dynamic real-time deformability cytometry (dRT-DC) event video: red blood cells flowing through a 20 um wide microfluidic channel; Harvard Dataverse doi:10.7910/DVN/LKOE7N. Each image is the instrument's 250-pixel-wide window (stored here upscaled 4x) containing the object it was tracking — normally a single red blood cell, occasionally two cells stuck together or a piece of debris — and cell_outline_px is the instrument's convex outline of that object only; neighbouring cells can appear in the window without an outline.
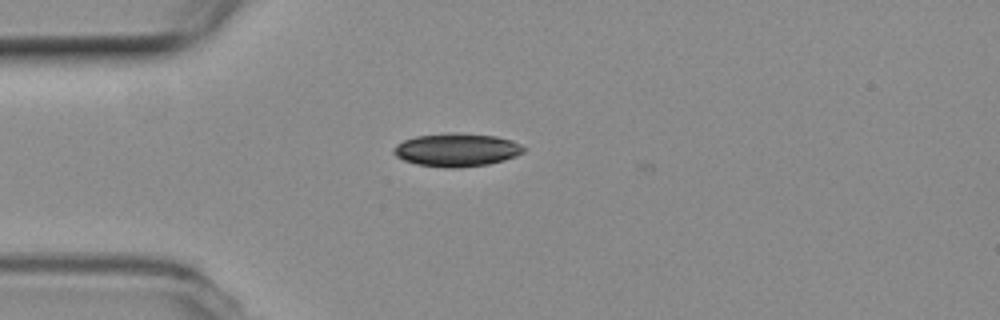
{"species": "common noctule bat (a hibernating species)", "species_latin": "Nyctalus noctula", "temperature_condition": "room temperature", "stored_images_in_passage": 6, "camera_frame_rate_fps": 3000, "um_per_image_px": 0.085, "animal": {"sex": "female", "body_mass_g": 19.3, "forearm_length_mm": 54.1}, "frame": {"image": 1, "passage_image": 4, "time_ms": 1.0, "image_size_px": [1000, 320], "cell_outline_px": [[528, 148], [524, 152], [516, 156], [504, 160], [488, 164], [460, 168], [444, 168], [416, 164], [404, 160], [396, 156], [392, 152], [392, 148], [396, 144], [404, 140], [416, 136], [448, 132], [460, 132], [496, 136], [512, 140]], "centroid_in_image_um": [38.83, 12.73], "position_along_channel_um": 46.2, "area_um2": 25.61}}